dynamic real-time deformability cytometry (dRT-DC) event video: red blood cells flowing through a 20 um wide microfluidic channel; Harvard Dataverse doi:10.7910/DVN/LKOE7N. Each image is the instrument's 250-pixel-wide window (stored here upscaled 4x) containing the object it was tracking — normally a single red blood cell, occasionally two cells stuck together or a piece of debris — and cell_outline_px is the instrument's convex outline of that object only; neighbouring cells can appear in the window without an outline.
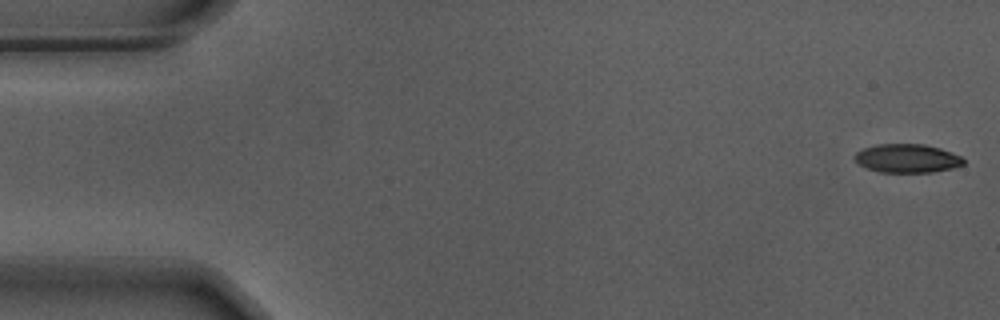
{"species": "Egyptian fruit bat (a non-hibernating species)", "species_latin": "Rousettus aegyptiacus", "temperature_condition": "warm", "stored_images_in_passage": 52, "camera_frame_rate_fps": 3000, "um_per_image_px": 0.085, "animal": {"sex": "male"}, "frame": {"image": 1, "passage_image": 1, "time_ms": 0.0, "image_size_px": [1000, 320], "cell_outline_px": [[964, 164], [952, 168], [932, 172], [880, 172], [868, 168], [860, 164], [852, 156], [856, 152], [864, 148], [876, 144], [924, 144], [940, 148], [960, 156], [964, 160]], "centroid_in_image_um": [77.09, 13.45], "position_along_channel_um": 7.9, "area_um2": 18.03}}
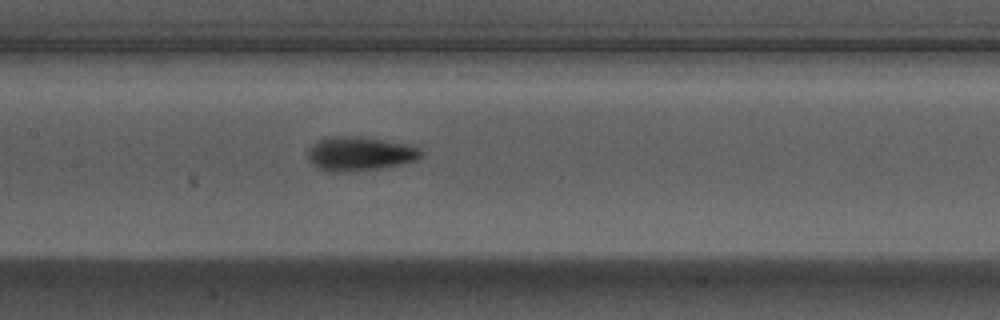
{"frame": {"image": 2, "passage_image": 26, "time_ms": 8.333, "image_size_px": [1000, 320], "cell_outline_px": [[424, 152], [416, 160], [400, 164], [380, 168], [344, 172], [328, 172], [312, 164], [308, 160], [308, 152], [312, 144], [328, 136], [352, 136], [408, 144]], "centroid_in_image_um": [30.53, 13.07], "position_along_channel_um": 176.9, "area_um2": 22.14}}
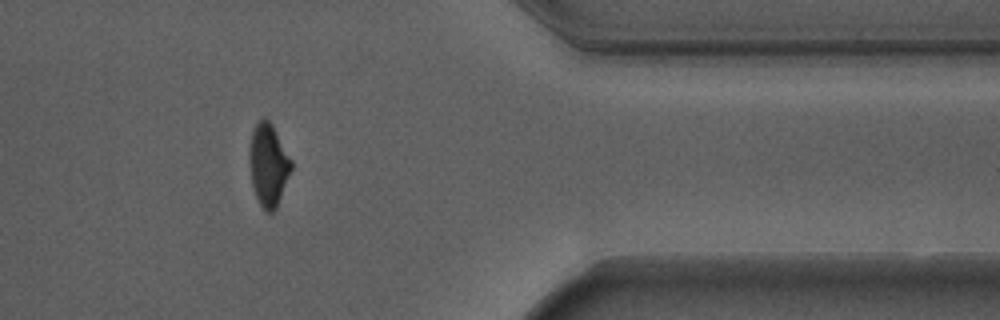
{"frame": {"image": 3, "passage_image": 45, "time_ms": 14.667, "image_size_px": [1000, 320], "cell_outline_px": [[292, 168], [276, 208], [272, 212], [264, 212], [256, 196], [252, 184], [248, 160], [248, 156], [252, 132], [256, 124], [264, 116], [272, 124], [292, 160]], "centroid_in_image_um": [22.8, 14.01], "position_along_channel_um": 388.6, "area_um2": 20.06}}